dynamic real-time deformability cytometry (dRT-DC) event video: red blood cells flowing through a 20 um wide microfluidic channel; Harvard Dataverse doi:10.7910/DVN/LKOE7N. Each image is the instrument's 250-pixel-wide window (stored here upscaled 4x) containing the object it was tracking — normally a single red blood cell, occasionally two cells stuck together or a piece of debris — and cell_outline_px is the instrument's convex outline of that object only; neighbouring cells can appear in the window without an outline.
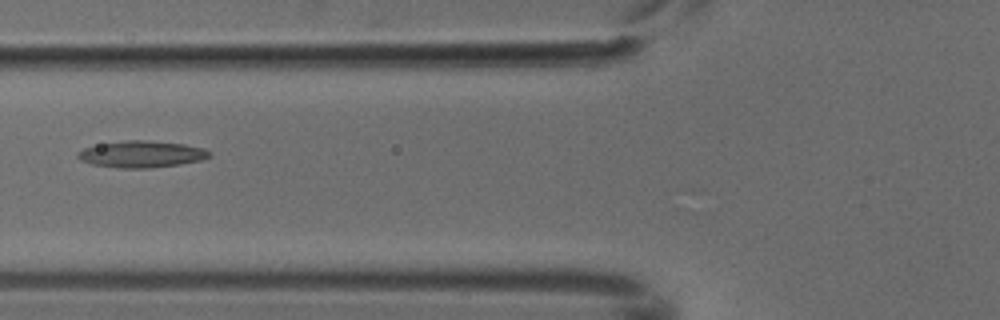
{"species": "common noctule bat (a hibernating species)", "species_latin": "Nyctalus noctula", "temperature_condition": "cold", "stored_images_in_passage": 6, "camera_frame_rate_fps": 3000, "um_per_image_px": 0.085, "animal": {"sex": "male", "body_mass_g": 18.8}, "frame": {"image": 1, "passage_image": 5, "time_ms": 1.333, "image_size_px": [1000, 320], "cell_outline_px": [[212, 156], [200, 160], [180, 164], [152, 168], [120, 168], [92, 164], [80, 160], [76, 156], [76, 152], [84, 148], [100, 144], [124, 140], [144, 140], [184, 144], [204, 148], [212, 152]], "centroid_in_image_um": [12.04, 13.1], "position_along_channel_um": 113.8, "area_um2": 20.52}}
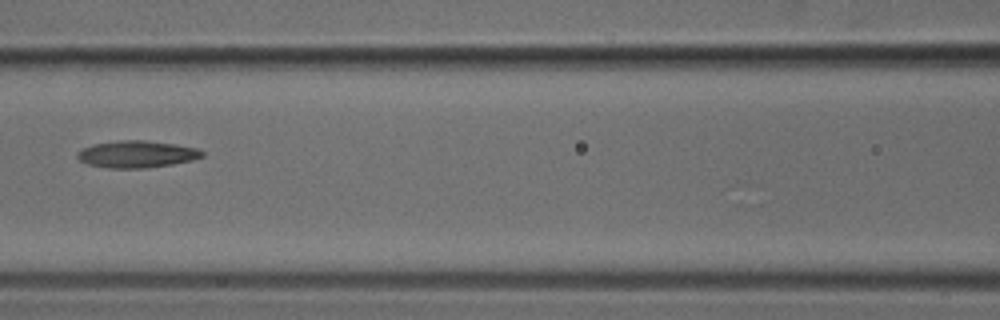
{"frame": {"image": 2, "passage_image": 6, "time_ms": 1.667, "image_size_px": [1000, 320], "cell_outline_px": [[204, 156], [192, 160], [172, 164], [144, 168], [108, 168], [88, 164], [80, 160], [76, 156], [76, 152], [80, 148], [92, 144], [120, 140], [144, 140], [172, 144], [196, 148], [204, 152]], "centroid_in_image_um": [11.57, 13.1], "position_along_channel_um": 155.0, "area_um2": 19.59}}